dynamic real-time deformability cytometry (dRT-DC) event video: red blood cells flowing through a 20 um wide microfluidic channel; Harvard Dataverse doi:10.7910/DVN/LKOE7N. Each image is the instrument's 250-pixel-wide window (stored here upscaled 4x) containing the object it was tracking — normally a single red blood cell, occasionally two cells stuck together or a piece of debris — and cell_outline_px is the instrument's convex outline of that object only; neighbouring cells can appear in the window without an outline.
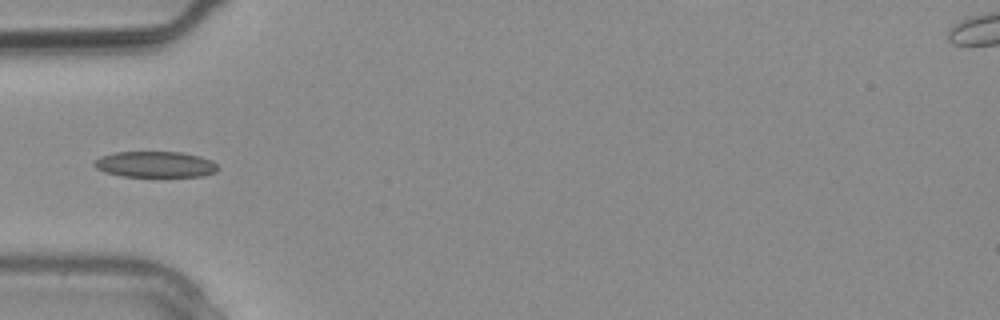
{"species": "common noctule bat (a hibernating species)", "species_latin": "Nyctalus noctula", "temperature_condition": "warm", "stored_images_in_passage": 2, "camera_frame_rate_fps": 3000, "um_per_image_px": 0.085, "animal": {"sex": "male", "body_mass_g": 20.4}, "frame": {"image": 1, "passage_image": 2, "time_ms": 0.333, "image_size_px": [1000, 320], "cell_outline_px": [[216, 172], [204, 176], [120, 176], [104, 172], [96, 168], [92, 164], [100, 156], [116, 152], [180, 152], [200, 156], [212, 160], [216, 164]], "centroid_in_image_um": [13.18, 13.97], "position_along_channel_um": 71.8, "area_um2": 18.67}}